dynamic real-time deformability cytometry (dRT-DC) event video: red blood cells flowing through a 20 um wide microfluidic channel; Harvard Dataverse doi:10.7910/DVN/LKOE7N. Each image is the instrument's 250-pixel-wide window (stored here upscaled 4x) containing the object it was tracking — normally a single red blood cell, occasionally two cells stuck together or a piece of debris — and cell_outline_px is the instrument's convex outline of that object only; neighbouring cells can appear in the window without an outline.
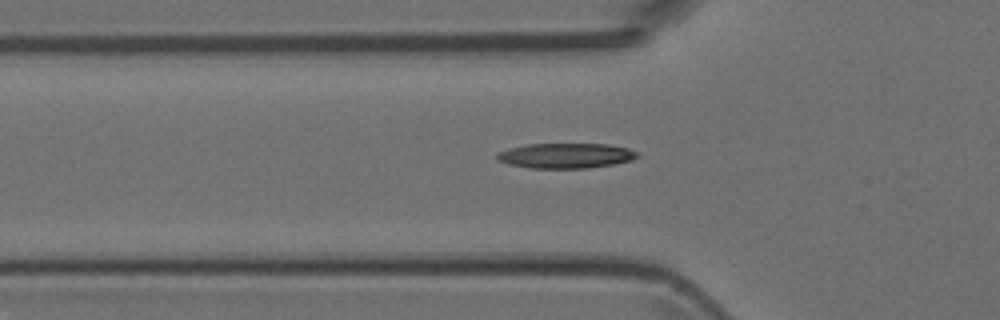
{"species": "Egyptian fruit bat (a non-hibernating species)", "species_latin": "Rousettus aegyptiacus", "temperature_condition": "room temperature", "stored_images_in_passage": 36, "segment_of_instrument_passage": [1, 2], "camera_frame_rate_fps": 3000, "um_per_image_px": 0.085, "animal": {"sex": "female"}, "frame": {"image": 1, "passage_image": 2, "time_ms": 0.333, "image_size_px": [1000, 320], "cell_outline_px": [[640, 156], [632, 160], [612, 164], [584, 168], [532, 168], [508, 164], [496, 160], [496, 152], [508, 148], [528, 144], [608, 144], [628, 148], [640, 152]], "centroid_in_image_um": [48.08, 13.22], "position_along_channel_um": 77.7, "area_um2": 20.63}}
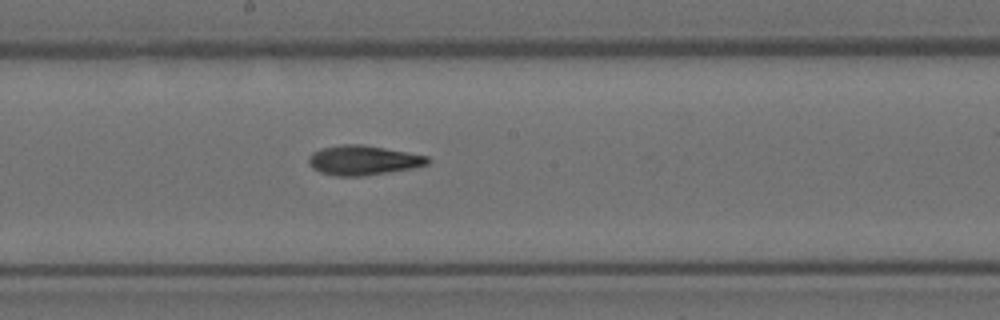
{"frame": {"image": 2, "passage_image": 12, "time_ms": 3.667, "image_size_px": [1000, 320], "cell_outline_px": [[432, 160], [428, 164], [412, 168], [364, 176], [336, 176], [320, 172], [312, 168], [308, 164], [308, 156], [312, 152], [320, 148], [340, 144], [360, 144], [384, 148], [428, 156]], "centroid_in_image_um": [30.83, 13.62], "position_along_channel_um": 217.4, "area_um2": 20.63}}
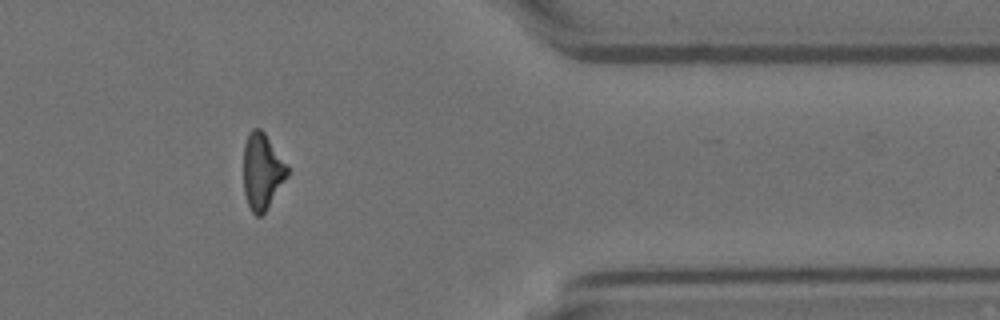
{"frame": {"image": 3, "passage_image": 26, "time_ms": 8.333, "image_size_px": [1000, 320], "cell_outline_px": [[288, 176], [264, 212], [260, 216], [256, 216], [252, 212], [248, 204], [244, 192], [244, 144], [248, 132], [252, 128], [260, 128], [264, 132], [288, 164]], "centroid_in_image_um": [22.29, 14.52], "position_along_channel_um": 389.1, "area_um2": 19.42}}